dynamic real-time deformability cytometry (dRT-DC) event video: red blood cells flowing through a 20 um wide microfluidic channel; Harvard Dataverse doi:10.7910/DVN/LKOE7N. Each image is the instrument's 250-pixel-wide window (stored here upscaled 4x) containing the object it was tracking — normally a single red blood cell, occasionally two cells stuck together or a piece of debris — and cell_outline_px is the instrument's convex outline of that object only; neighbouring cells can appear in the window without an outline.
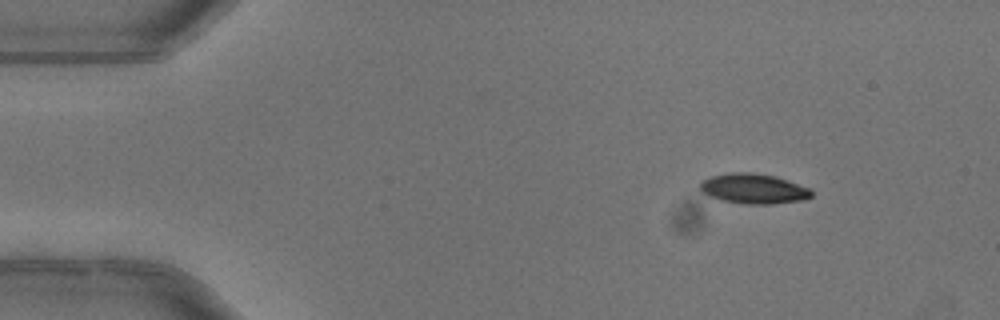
{"species": "common noctule bat (a hibernating species)", "species_latin": "Nyctalus noctula", "temperature_condition": "warm", "stored_images_in_passage": 4, "camera_frame_rate_fps": 3000, "um_per_image_px": 0.085, "animal": {"sex": "female"}, "frame": {"image": 1, "passage_image": 1, "time_ms": 0.0, "image_size_px": [1000, 320], "cell_outline_px": [[812, 196], [804, 200], [772, 204], [744, 204], [720, 200], [708, 196], [700, 188], [700, 180], [712, 176], [732, 172], [752, 172], [776, 176], [808, 188], [812, 192]], "centroid_in_image_um": [64.03, 16.04], "position_along_channel_um": 21.0, "area_um2": 19.54}}